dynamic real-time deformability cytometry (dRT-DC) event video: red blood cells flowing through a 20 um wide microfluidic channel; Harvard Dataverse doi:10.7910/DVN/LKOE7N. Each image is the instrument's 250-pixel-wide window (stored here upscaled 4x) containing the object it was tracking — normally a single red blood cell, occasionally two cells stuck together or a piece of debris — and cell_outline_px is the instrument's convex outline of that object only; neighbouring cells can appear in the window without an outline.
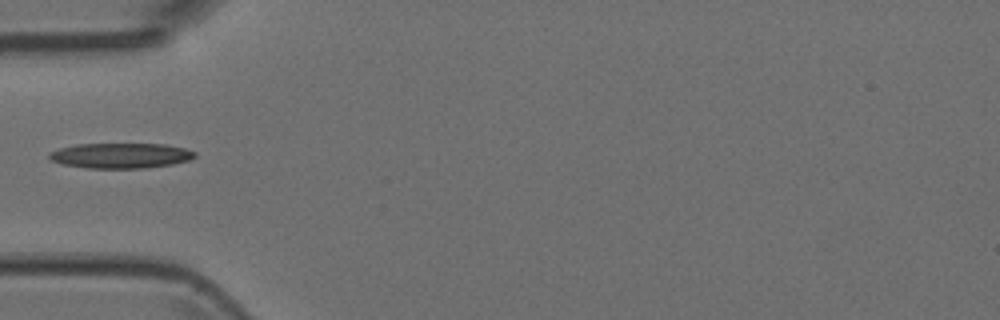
{"species": "Egyptian fruit bat (a non-hibernating species)", "species_latin": "Rousettus aegyptiacus", "temperature_condition": "room temperature", "stored_images_in_passage": 13, "camera_frame_rate_fps": 3000, "um_per_image_px": 0.085, "animal": {"sex": "female"}, "frame": {"image": 1, "passage_image": 1, "time_ms": 0.0, "image_size_px": [1000, 320], "cell_outline_px": [[196, 156], [188, 160], [172, 164], [144, 168], [88, 168], [64, 164], [52, 160], [48, 156], [52, 152], [60, 148], [76, 144], [164, 144], [184, 148], [196, 152]], "centroid_in_image_um": [10.29, 13.22], "position_along_channel_um": 74.7, "area_um2": 21.15}}
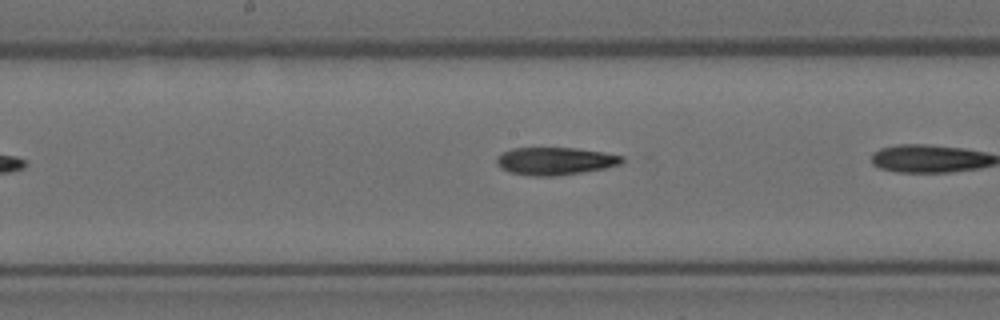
{"frame": {"image": 2, "passage_image": 8, "time_ms": 2.333, "image_size_px": [1000, 320], "cell_outline_px": [[624, 160], [620, 164], [604, 168], [556, 176], [528, 176], [508, 172], [500, 168], [496, 164], [496, 156], [512, 148], [576, 148], [624, 156]], "centroid_in_image_um": [47.12, 13.69], "position_along_channel_um": 201.1, "area_um2": 20.17}}
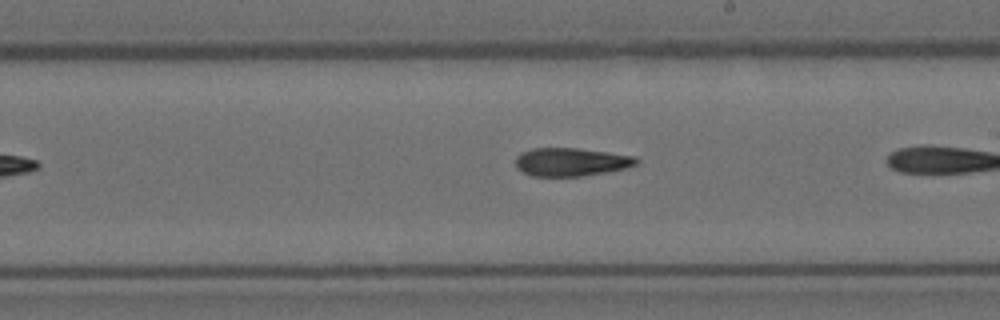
{"frame": {"image": 3, "passage_image": 11, "time_ms": 3.333, "image_size_px": [1000, 320], "cell_outline_px": [[640, 160], [636, 164], [624, 168], [584, 176], [532, 176], [516, 168], [516, 156], [520, 152], [532, 148], [576, 148], [636, 156]], "centroid_in_image_um": [48.51, 13.76], "position_along_channel_um": 240.5, "area_um2": 19.83}}